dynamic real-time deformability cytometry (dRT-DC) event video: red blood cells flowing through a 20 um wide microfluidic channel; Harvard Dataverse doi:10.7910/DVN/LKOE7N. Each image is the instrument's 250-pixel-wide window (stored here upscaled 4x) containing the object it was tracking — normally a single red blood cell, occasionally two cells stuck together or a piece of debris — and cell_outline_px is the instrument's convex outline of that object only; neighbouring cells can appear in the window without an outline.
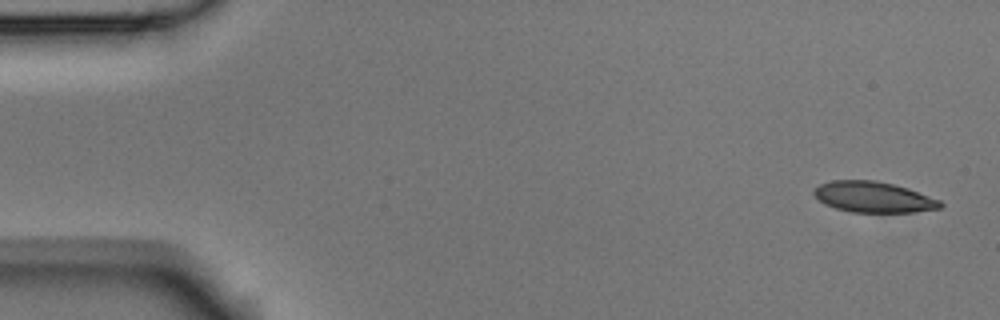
{"species": "Egyptian fruit bat (a non-hibernating species)", "species_latin": "Rousettus aegyptiacus", "temperature_condition": "room temperature", "stored_images_in_passage": 5, "camera_frame_rate_fps": 3000, "um_per_image_px": 0.085, "animal": {"sex": "male"}, "frame": {"image": 1, "passage_image": 1, "time_ms": 0.0, "image_size_px": [1000, 320], "cell_outline_px": [[944, 204], [940, 208], [912, 212], [852, 212], [836, 208], [824, 204], [812, 192], [820, 184], [832, 180], [876, 180], [908, 188], [940, 200]], "centroid_in_image_um": [74.25, 16.74], "position_along_channel_um": 10.8, "area_um2": 22.54}}
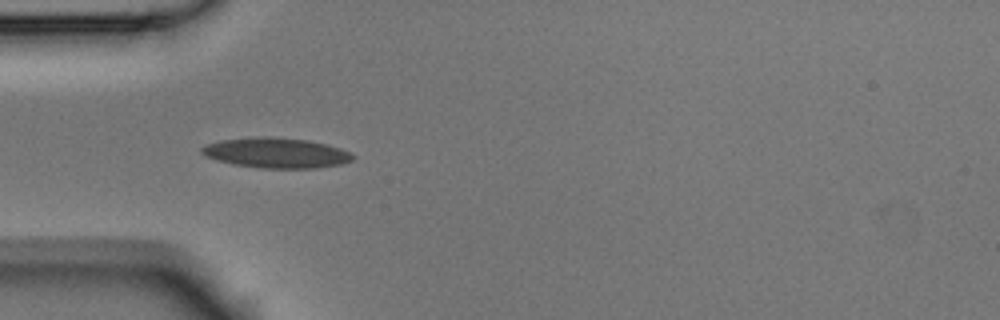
{"frame": {"image": 2, "passage_image": 4, "time_ms": 1.0, "image_size_px": [1000, 320], "cell_outline_px": [[356, 156], [352, 160], [340, 164], [316, 168], [260, 168], [232, 164], [216, 160], [204, 156], [200, 152], [200, 148], [208, 144], [220, 140], [252, 136], [272, 136], [308, 140], [340, 148]], "centroid_in_image_um": [23.42, 12.99], "position_along_channel_um": 61.6, "area_um2": 26.76}}
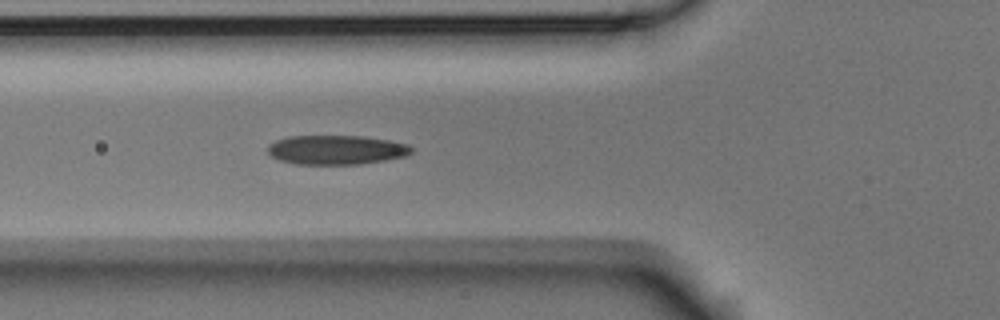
{"frame": {"image": 3, "passage_image": 5, "time_ms": 1.333, "image_size_px": [1000, 320], "cell_outline_px": [[412, 152], [408, 156], [360, 164], [296, 164], [280, 160], [272, 156], [268, 152], [268, 144], [276, 140], [288, 136], [364, 136], [388, 140], [408, 144], [412, 148]], "centroid_in_image_um": [28.59, 12.73], "position_along_channel_um": 97.2, "area_um2": 24.57}}